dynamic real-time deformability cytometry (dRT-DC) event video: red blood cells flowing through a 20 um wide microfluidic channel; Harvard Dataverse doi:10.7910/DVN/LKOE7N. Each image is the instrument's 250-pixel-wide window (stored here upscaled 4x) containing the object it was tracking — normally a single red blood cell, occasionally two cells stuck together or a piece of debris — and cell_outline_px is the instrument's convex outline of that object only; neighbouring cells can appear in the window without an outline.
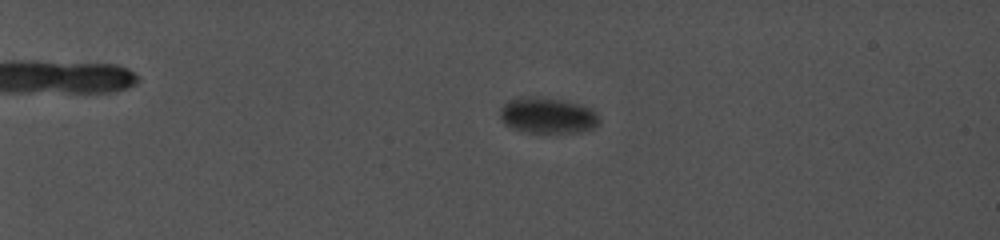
{"species": "common noctule bat (a hibernating species)", "species_latin": "Nyctalus noctula", "temperature_condition": "cold", "stored_images_in_passage": 30, "camera_frame_rate_fps": 5000, "um_per_image_px": 0.085, "animal": {"sex": "female", "body_mass_g": 19.0, "forearm_length_mm": 56.7}, "frame": {"image": 1, "passage_image": 8, "time_ms": 5.8, "image_size_px": [1000, 240], "cell_outline_px": [[600, 120], [592, 128], [580, 132], [524, 132], [512, 128], [504, 124], [500, 116], [500, 108], [508, 100], [524, 96], [536, 96], [560, 100], [580, 104], [596, 112]], "centroid_in_image_um": [46.5, 9.81], "position_along_channel_um": 38.5, "area_um2": 20.63}}
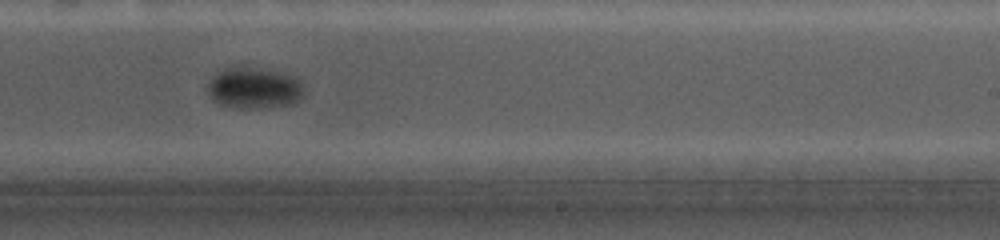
{"frame": {"image": 2, "passage_image": 23, "time_ms": 15.6, "image_size_px": [1000, 240], "cell_outline_px": [[304, 92], [300, 100], [292, 104], [260, 108], [236, 108], [220, 104], [212, 100], [208, 92], [208, 84], [212, 76], [228, 68], [248, 68], [276, 72], [292, 76], [300, 80]], "centroid_in_image_um": [21.6, 7.53], "position_along_channel_um": 267.4, "area_um2": 22.66}}
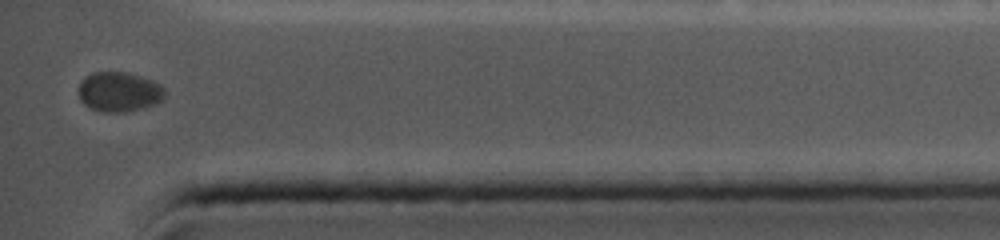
{"frame": {"image": 3, "passage_image": 30, "time_ms": 19.8, "image_size_px": [1000, 240], "cell_outline_px": [[164, 96], [156, 104], [124, 112], [104, 112], [92, 108], [84, 104], [80, 100], [80, 80], [84, 76], [92, 72], [128, 72], [152, 80], [160, 84], [164, 88]], "centroid_in_image_um": [10.11, 7.79], "position_along_channel_um": 425.1, "area_um2": 19.88}}